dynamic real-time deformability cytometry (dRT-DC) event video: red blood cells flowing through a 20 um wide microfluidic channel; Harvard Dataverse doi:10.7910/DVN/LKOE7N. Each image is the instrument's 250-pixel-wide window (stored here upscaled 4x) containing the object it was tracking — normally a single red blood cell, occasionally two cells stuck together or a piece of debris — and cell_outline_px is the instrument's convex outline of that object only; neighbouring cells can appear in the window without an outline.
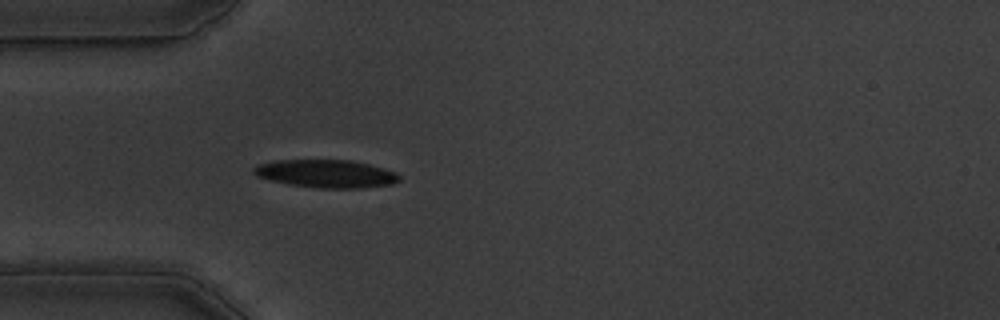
{"species": "common noctule bat (a hibernating species)", "species_latin": "Nyctalus noctula", "temperature_condition": "warm", "stored_images_in_passage": 40, "camera_frame_rate_fps": 3000, "um_per_image_px": 0.085, "animal": {"sex": "male", "body_mass_g": 19.5, "forearm_length_mm": 54.6}, "frame": {"image": 1, "passage_image": 1, "time_ms": 0.0, "image_size_px": [1000, 320], "cell_outline_px": [[400, 180], [392, 184], [360, 188], [320, 188], [288, 184], [256, 176], [252, 172], [252, 168], [256, 164], [276, 160], [352, 160], [384, 168], [396, 172], [400, 176]], "centroid_in_image_um": [27.71, 14.76], "position_along_channel_um": 57.3, "area_um2": 23.76}}
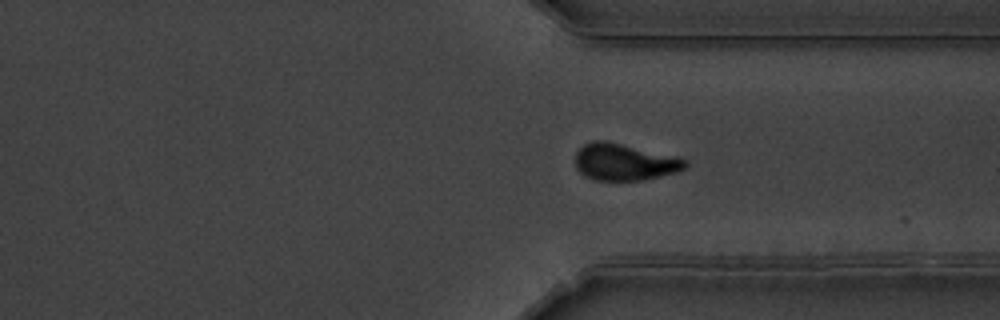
{"frame": {"image": 2, "passage_image": 26, "time_ms": 8.333, "image_size_px": [1000, 320], "cell_outline_px": [[688, 164], [684, 168], [676, 172], [644, 180], [596, 180], [584, 176], [576, 168], [576, 152], [584, 144], [592, 140], [604, 140], [680, 156], [688, 160]], "centroid_in_image_um": [53.1, 13.76], "position_along_channel_um": 358.3, "area_um2": 23.81}}
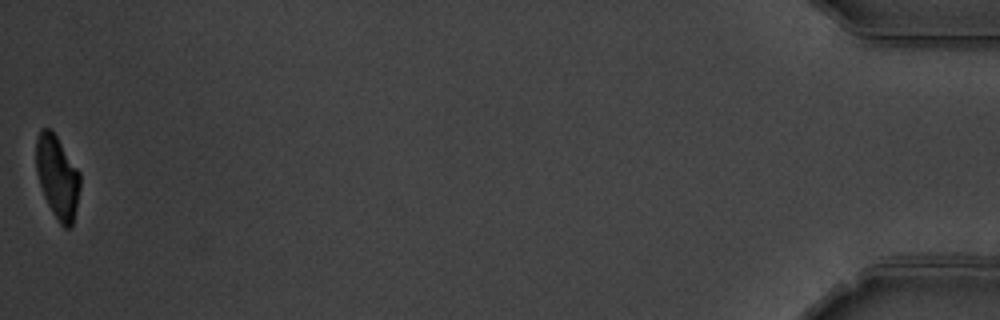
{"frame": {"image": 3, "passage_image": 40, "time_ms": 13.0, "image_size_px": [1000, 320], "cell_outline_px": [[80, 188], [72, 228], [64, 228], [60, 224], [52, 212], [44, 196], [36, 172], [36, 140], [40, 128], [48, 128], [56, 136], [80, 172]], "centroid_in_image_um": [4.88, 15.06], "position_along_channel_um": 430.3, "area_um2": 21.15}, "authors_computed_cell_mechanics": {"area_um2": 23.8714, "velocity_mm_per_s": 3.6539, "shape_relaxation_time_tau1_ms": 4.4045, "shape_relaxation_time_tau2_ms": 1.4955, "deformation_change_tau1": 0.162, "deformation_change_tau2": 0.0698}}